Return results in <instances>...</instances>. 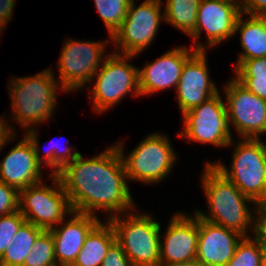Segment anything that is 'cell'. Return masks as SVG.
Here are the masks:
<instances>
[{
	"mask_svg": "<svg viewBox=\"0 0 266 266\" xmlns=\"http://www.w3.org/2000/svg\"><path fill=\"white\" fill-rule=\"evenodd\" d=\"M57 175L74 212L96 215L101 209L111 218L134 207L123 160L114 145L93 158L79 154Z\"/></svg>",
	"mask_w": 266,
	"mask_h": 266,
	"instance_id": "obj_1",
	"label": "cell"
},
{
	"mask_svg": "<svg viewBox=\"0 0 266 266\" xmlns=\"http://www.w3.org/2000/svg\"><path fill=\"white\" fill-rule=\"evenodd\" d=\"M213 163L207 161L201 179L210 214L207 215L198 210L195 214L208 222L234 230L244 237H248L247 232L249 231H247V228H253L251 226L254 219L246 203L248 201L254 203L253 205H256V203L219 172Z\"/></svg>",
	"mask_w": 266,
	"mask_h": 266,
	"instance_id": "obj_2",
	"label": "cell"
},
{
	"mask_svg": "<svg viewBox=\"0 0 266 266\" xmlns=\"http://www.w3.org/2000/svg\"><path fill=\"white\" fill-rule=\"evenodd\" d=\"M51 69L34 76L12 78L9 95L12 100V116L24 129L49 121L56 108L57 84ZM55 107V108H54ZM33 126V127H32Z\"/></svg>",
	"mask_w": 266,
	"mask_h": 266,
	"instance_id": "obj_3",
	"label": "cell"
},
{
	"mask_svg": "<svg viewBox=\"0 0 266 266\" xmlns=\"http://www.w3.org/2000/svg\"><path fill=\"white\" fill-rule=\"evenodd\" d=\"M124 215H114L107 220L113 226L116 242L132 266H159L160 241H163L160 223L149 214L127 212Z\"/></svg>",
	"mask_w": 266,
	"mask_h": 266,
	"instance_id": "obj_4",
	"label": "cell"
},
{
	"mask_svg": "<svg viewBox=\"0 0 266 266\" xmlns=\"http://www.w3.org/2000/svg\"><path fill=\"white\" fill-rule=\"evenodd\" d=\"M117 51L106 55L101 68L93 75L96 81L91 88L93 96L90 98L93 97V109L97 113H103L112 106H116L131 91L135 96H140L139 68L127 62L135 56L118 54L120 50Z\"/></svg>",
	"mask_w": 266,
	"mask_h": 266,
	"instance_id": "obj_5",
	"label": "cell"
},
{
	"mask_svg": "<svg viewBox=\"0 0 266 266\" xmlns=\"http://www.w3.org/2000/svg\"><path fill=\"white\" fill-rule=\"evenodd\" d=\"M166 135L153 133L147 135L129 156L123 154V142L116 144L121 154L127 180L156 183L167 177L177 158Z\"/></svg>",
	"mask_w": 266,
	"mask_h": 266,
	"instance_id": "obj_6",
	"label": "cell"
},
{
	"mask_svg": "<svg viewBox=\"0 0 266 266\" xmlns=\"http://www.w3.org/2000/svg\"><path fill=\"white\" fill-rule=\"evenodd\" d=\"M241 140L235 145L230 170L219 162L213 165L256 204L266 203V156L255 139Z\"/></svg>",
	"mask_w": 266,
	"mask_h": 266,
	"instance_id": "obj_7",
	"label": "cell"
},
{
	"mask_svg": "<svg viewBox=\"0 0 266 266\" xmlns=\"http://www.w3.org/2000/svg\"><path fill=\"white\" fill-rule=\"evenodd\" d=\"M53 177V178H52ZM56 188L43 181L19 191V212L27 222L50 230L72 213L68 196L57 174H50Z\"/></svg>",
	"mask_w": 266,
	"mask_h": 266,
	"instance_id": "obj_8",
	"label": "cell"
},
{
	"mask_svg": "<svg viewBox=\"0 0 266 266\" xmlns=\"http://www.w3.org/2000/svg\"><path fill=\"white\" fill-rule=\"evenodd\" d=\"M219 92L197 107L189 110L183 117L184 136L188 141L227 147L233 145L231 131L228 127L226 103ZM232 142V144H231Z\"/></svg>",
	"mask_w": 266,
	"mask_h": 266,
	"instance_id": "obj_9",
	"label": "cell"
},
{
	"mask_svg": "<svg viewBox=\"0 0 266 266\" xmlns=\"http://www.w3.org/2000/svg\"><path fill=\"white\" fill-rule=\"evenodd\" d=\"M134 1H130L125 20L110 39L121 50L120 54L137 57L150 46L164 14H161V0H145L138 7Z\"/></svg>",
	"mask_w": 266,
	"mask_h": 266,
	"instance_id": "obj_10",
	"label": "cell"
},
{
	"mask_svg": "<svg viewBox=\"0 0 266 266\" xmlns=\"http://www.w3.org/2000/svg\"><path fill=\"white\" fill-rule=\"evenodd\" d=\"M107 42H79L74 39L65 41L58 63V81L64 93L79 90L93 80V75L105 60L103 54L106 52L104 49Z\"/></svg>",
	"mask_w": 266,
	"mask_h": 266,
	"instance_id": "obj_11",
	"label": "cell"
},
{
	"mask_svg": "<svg viewBox=\"0 0 266 266\" xmlns=\"http://www.w3.org/2000/svg\"><path fill=\"white\" fill-rule=\"evenodd\" d=\"M225 94L229 130L233 124L241 138L254 139L266 129V100L250 92L235 77L226 84Z\"/></svg>",
	"mask_w": 266,
	"mask_h": 266,
	"instance_id": "obj_12",
	"label": "cell"
},
{
	"mask_svg": "<svg viewBox=\"0 0 266 266\" xmlns=\"http://www.w3.org/2000/svg\"><path fill=\"white\" fill-rule=\"evenodd\" d=\"M204 46L198 42L192 44L191 49L186 46L176 47L138 69L140 95H150L170 87L177 88L185 62L196 51H205L207 46Z\"/></svg>",
	"mask_w": 266,
	"mask_h": 266,
	"instance_id": "obj_13",
	"label": "cell"
},
{
	"mask_svg": "<svg viewBox=\"0 0 266 266\" xmlns=\"http://www.w3.org/2000/svg\"><path fill=\"white\" fill-rule=\"evenodd\" d=\"M241 13V7L237 3L225 0H201L195 30L189 36L196 42L204 29L208 48L220 44L234 36L235 25Z\"/></svg>",
	"mask_w": 266,
	"mask_h": 266,
	"instance_id": "obj_14",
	"label": "cell"
},
{
	"mask_svg": "<svg viewBox=\"0 0 266 266\" xmlns=\"http://www.w3.org/2000/svg\"><path fill=\"white\" fill-rule=\"evenodd\" d=\"M208 72L205 51H196L185 62L175 89L182 115L219 92Z\"/></svg>",
	"mask_w": 266,
	"mask_h": 266,
	"instance_id": "obj_15",
	"label": "cell"
},
{
	"mask_svg": "<svg viewBox=\"0 0 266 266\" xmlns=\"http://www.w3.org/2000/svg\"><path fill=\"white\" fill-rule=\"evenodd\" d=\"M160 241V263L170 264L196 260L198 246V216L176 213Z\"/></svg>",
	"mask_w": 266,
	"mask_h": 266,
	"instance_id": "obj_16",
	"label": "cell"
},
{
	"mask_svg": "<svg viewBox=\"0 0 266 266\" xmlns=\"http://www.w3.org/2000/svg\"><path fill=\"white\" fill-rule=\"evenodd\" d=\"M243 237L198 216L197 262L202 266H226Z\"/></svg>",
	"mask_w": 266,
	"mask_h": 266,
	"instance_id": "obj_17",
	"label": "cell"
},
{
	"mask_svg": "<svg viewBox=\"0 0 266 266\" xmlns=\"http://www.w3.org/2000/svg\"><path fill=\"white\" fill-rule=\"evenodd\" d=\"M69 221L62 220L50 229L55 245L57 266H72L86 237L101 222L95 215L72 211ZM60 227V228H59Z\"/></svg>",
	"mask_w": 266,
	"mask_h": 266,
	"instance_id": "obj_18",
	"label": "cell"
},
{
	"mask_svg": "<svg viewBox=\"0 0 266 266\" xmlns=\"http://www.w3.org/2000/svg\"><path fill=\"white\" fill-rule=\"evenodd\" d=\"M41 167L32 143L24 136L0 162V181L20 191L42 181Z\"/></svg>",
	"mask_w": 266,
	"mask_h": 266,
	"instance_id": "obj_19",
	"label": "cell"
},
{
	"mask_svg": "<svg viewBox=\"0 0 266 266\" xmlns=\"http://www.w3.org/2000/svg\"><path fill=\"white\" fill-rule=\"evenodd\" d=\"M242 15L237 19L235 33H240L244 53H240L235 69L244 60L266 57V16L250 15L244 21Z\"/></svg>",
	"mask_w": 266,
	"mask_h": 266,
	"instance_id": "obj_20",
	"label": "cell"
},
{
	"mask_svg": "<svg viewBox=\"0 0 266 266\" xmlns=\"http://www.w3.org/2000/svg\"><path fill=\"white\" fill-rule=\"evenodd\" d=\"M115 241V231L110 222H100L86 237L72 266H101L108 249Z\"/></svg>",
	"mask_w": 266,
	"mask_h": 266,
	"instance_id": "obj_21",
	"label": "cell"
},
{
	"mask_svg": "<svg viewBox=\"0 0 266 266\" xmlns=\"http://www.w3.org/2000/svg\"><path fill=\"white\" fill-rule=\"evenodd\" d=\"M44 230L25 221L0 257V266H23L24 259L29 254L37 237Z\"/></svg>",
	"mask_w": 266,
	"mask_h": 266,
	"instance_id": "obj_22",
	"label": "cell"
},
{
	"mask_svg": "<svg viewBox=\"0 0 266 266\" xmlns=\"http://www.w3.org/2000/svg\"><path fill=\"white\" fill-rule=\"evenodd\" d=\"M201 0H167L164 21L190 35L195 30Z\"/></svg>",
	"mask_w": 266,
	"mask_h": 266,
	"instance_id": "obj_23",
	"label": "cell"
},
{
	"mask_svg": "<svg viewBox=\"0 0 266 266\" xmlns=\"http://www.w3.org/2000/svg\"><path fill=\"white\" fill-rule=\"evenodd\" d=\"M37 131L33 128H29L28 132L25 133V136L29 139V141L32 143L33 148L36 153L37 161L42 165L46 164V166H50L52 169L51 174H57L59 173L67 164L72 162L79 154L80 152L75 151L74 153H71L72 150L70 148H63L61 150L62 146L60 147V144L58 142L54 143L47 152H43V158L40 156L39 152V146H38V138H37ZM52 142V141H51ZM63 145V144H62ZM65 147V146H63ZM46 151V150H45Z\"/></svg>",
	"mask_w": 266,
	"mask_h": 266,
	"instance_id": "obj_24",
	"label": "cell"
},
{
	"mask_svg": "<svg viewBox=\"0 0 266 266\" xmlns=\"http://www.w3.org/2000/svg\"><path fill=\"white\" fill-rule=\"evenodd\" d=\"M23 266H57L55 245L50 230H44L36 239Z\"/></svg>",
	"mask_w": 266,
	"mask_h": 266,
	"instance_id": "obj_25",
	"label": "cell"
},
{
	"mask_svg": "<svg viewBox=\"0 0 266 266\" xmlns=\"http://www.w3.org/2000/svg\"><path fill=\"white\" fill-rule=\"evenodd\" d=\"M97 11L104 21L110 36L121 27L131 0H94Z\"/></svg>",
	"mask_w": 266,
	"mask_h": 266,
	"instance_id": "obj_26",
	"label": "cell"
},
{
	"mask_svg": "<svg viewBox=\"0 0 266 266\" xmlns=\"http://www.w3.org/2000/svg\"><path fill=\"white\" fill-rule=\"evenodd\" d=\"M261 258L262 251L258 242L250 236L243 237L226 266H262Z\"/></svg>",
	"mask_w": 266,
	"mask_h": 266,
	"instance_id": "obj_27",
	"label": "cell"
},
{
	"mask_svg": "<svg viewBox=\"0 0 266 266\" xmlns=\"http://www.w3.org/2000/svg\"><path fill=\"white\" fill-rule=\"evenodd\" d=\"M26 221L24 216L18 211L0 216V257L6 247L13 242V238L21 225Z\"/></svg>",
	"mask_w": 266,
	"mask_h": 266,
	"instance_id": "obj_28",
	"label": "cell"
},
{
	"mask_svg": "<svg viewBox=\"0 0 266 266\" xmlns=\"http://www.w3.org/2000/svg\"><path fill=\"white\" fill-rule=\"evenodd\" d=\"M234 70L237 80H266V57L244 60Z\"/></svg>",
	"mask_w": 266,
	"mask_h": 266,
	"instance_id": "obj_29",
	"label": "cell"
},
{
	"mask_svg": "<svg viewBox=\"0 0 266 266\" xmlns=\"http://www.w3.org/2000/svg\"><path fill=\"white\" fill-rule=\"evenodd\" d=\"M19 210V191L0 181V216Z\"/></svg>",
	"mask_w": 266,
	"mask_h": 266,
	"instance_id": "obj_30",
	"label": "cell"
},
{
	"mask_svg": "<svg viewBox=\"0 0 266 266\" xmlns=\"http://www.w3.org/2000/svg\"><path fill=\"white\" fill-rule=\"evenodd\" d=\"M255 207L253 210L256 211L257 215L253 216V219H255L252 226L253 238L259 245H266V203L256 204Z\"/></svg>",
	"mask_w": 266,
	"mask_h": 266,
	"instance_id": "obj_31",
	"label": "cell"
},
{
	"mask_svg": "<svg viewBox=\"0 0 266 266\" xmlns=\"http://www.w3.org/2000/svg\"><path fill=\"white\" fill-rule=\"evenodd\" d=\"M101 266H132L121 246L115 241L107 251Z\"/></svg>",
	"mask_w": 266,
	"mask_h": 266,
	"instance_id": "obj_32",
	"label": "cell"
},
{
	"mask_svg": "<svg viewBox=\"0 0 266 266\" xmlns=\"http://www.w3.org/2000/svg\"><path fill=\"white\" fill-rule=\"evenodd\" d=\"M240 7L243 14L266 16V0H242Z\"/></svg>",
	"mask_w": 266,
	"mask_h": 266,
	"instance_id": "obj_33",
	"label": "cell"
},
{
	"mask_svg": "<svg viewBox=\"0 0 266 266\" xmlns=\"http://www.w3.org/2000/svg\"><path fill=\"white\" fill-rule=\"evenodd\" d=\"M16 0H0V31L4 27H6L7 23L11 21V17L13 16V9Z\"/></svg>",
	"mask_w": 266,
	"mask_h": 266,
	"instance_id": "obj_34",
	"label": "cell"
},
{
	"mask_svg": "<svg viewBox=\"0 0 266 266\" xmlns=\"http://www.w3.org/2000/svg\"><path fill=\"white\" fill-rule=\"evenodd\" d=\"M250 92L266 100V80H238Z\"/></svg>",
	"mask_w": 266,
	"mask_h": 266,
	"instance_id": "obj_35",
	"label": "cell"
},
{
	"mask_svg": "<svg viewBox=\"0 0 266 266\" xmlns=\"http://www.w3.org/2000/svg\"><path fill=\"white\" fill-rule=\"evenodd\" d=\"M11 127L12 126L8 125V122H6L3 117L0 119V150L7 142L11 141L12 138L15 139V132L13 127Z\"/></svg>",
	"mask_w": 266,
	"mask_h": 266,
	"instance_id": "obj_36",
	"label": "cell"
},
{
	"mask_svg": "<svg viewBox=\"0 0 266 266\" xmlns=\"http://www.w3.org/2000/svg\"><path fill=\"white\" fill-rule=\"evenodd\" d=\"M159 266H202V265H200L197 262V260H191V261L180 262V263L159 264Z\"/></svg>",
	"mask_w": 266,
	"mask_h": 266,
	"instance_id": "obj_37",
	"label": "cell"
},
{
	"mask_svg": "<svg viewBox=\"0 0 266 266\" xmlns=\"http://www.w3.org/2000/svg\"><path fill=\"white\" fill-rule=\"evenodd\" d=\"M262 133H266V129L261 131L254 139L257 141L258 145L260 146L262 153L266 156V144L265 142L263 143L259 138V135Z\"/></svg>",
	"mask_w": 266,
	"mask_h": 266,
	"instance_id": "obj_38",
	"label": "cell"
},
{
	"mask_svg": "<svg viewBox=\"0 0 266 266\" xmlns=\"http://www.w3.org/2000/svg\"><path fill=\"white\" fill-rule=\"evenodd\" d=\"M261 246V251H262V266H266V245H260Z\"/></svg>",
	"mask_w": 266,
	"mask_h": 266,
	"instance_id": "obj_39",
	"label": "cell"
},
{
	"mask_svg": "<svg viewBox=\"0 0 266 266\" xmlns=\"http://www.w3.org/2000/svg\"><path fill=\"white\" fill-rule=\"evenodd\" d=\"M225 1H228V2H231V3H237V4L240 5L242 0H225Z\"/></svg>",
	"mask_w": 266,
	"mask_h": 266,
	"instance_id": "obj_40",
	"label": "cell"
}]
</instances>
